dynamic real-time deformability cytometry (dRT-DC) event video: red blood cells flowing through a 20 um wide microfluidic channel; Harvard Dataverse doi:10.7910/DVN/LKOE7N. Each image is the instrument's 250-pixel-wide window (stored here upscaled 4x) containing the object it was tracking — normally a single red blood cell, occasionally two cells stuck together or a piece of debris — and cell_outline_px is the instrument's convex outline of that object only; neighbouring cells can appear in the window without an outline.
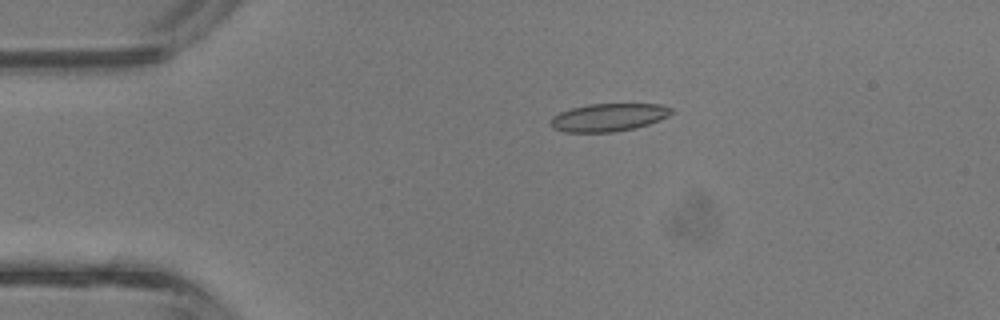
{"species": "common noctule bat (a hibernating species)", "species_latin": "Nyctalus noctula", "temperature_condition": "room temperature", "stored_images_in_passage": 4, "camera_frame_rate_fps": 3000, "um_per_image_px": 0.085, "animal": {"sex": "male", "body_mass_g": 13.3}, "frame": {"image": 1, "passage_image": 3, "time_ms": 0.667, "image_size_px": [1000, 320], "cell_outline_px": [[672, 112], [668, 116], [660, 120], [636, 128], [612, 132], [564, 132], [552, 128], [552, 116], [560, 112], [572, 108], [588, 104], [660, 104], [672, 108]], "centroid_in_image_um": [51.73, 9.98], "position_along_channel_um": 33.3, "area_um2": 19.54}}